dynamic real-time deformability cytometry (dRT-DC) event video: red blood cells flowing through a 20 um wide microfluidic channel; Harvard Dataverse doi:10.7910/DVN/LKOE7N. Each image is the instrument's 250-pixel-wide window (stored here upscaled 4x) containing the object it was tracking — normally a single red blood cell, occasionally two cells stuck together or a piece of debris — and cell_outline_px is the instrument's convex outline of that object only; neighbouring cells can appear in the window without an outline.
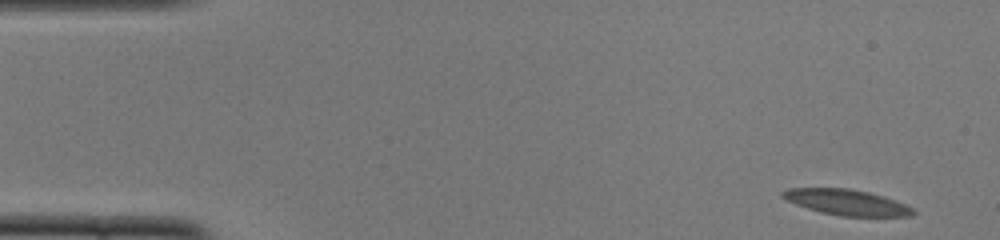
{"species": "common noctule bat (a hibernating species)", "species_latin": "Nyctalus noctula", "temperature_condition": "cold", "stored_images_in_passage": 8, "camera_frame_rate_fps": 3000, "um_per_image_px": 0.085, "animal": {"sex": "female", "body_mass_g": 22.0, "forearm_length_mm": 56.7}, "frame": {"image": 1, "passage_image": 1, "time_ms": 0.0, "image_size_px": [1000, 240], "cell_outline_px": [[916, 212], [912, 216], [840, 216], [820, 212], [796, 204], [780, 196], [780, 192], [788, 188], [848, 188], [868, 192], [884, 196], [904, 204], [912, 208]], "centroid_in_image_um": [71.95, 17.19], "position_along_channel_um": 13.1, "area_um2": 19.42}}